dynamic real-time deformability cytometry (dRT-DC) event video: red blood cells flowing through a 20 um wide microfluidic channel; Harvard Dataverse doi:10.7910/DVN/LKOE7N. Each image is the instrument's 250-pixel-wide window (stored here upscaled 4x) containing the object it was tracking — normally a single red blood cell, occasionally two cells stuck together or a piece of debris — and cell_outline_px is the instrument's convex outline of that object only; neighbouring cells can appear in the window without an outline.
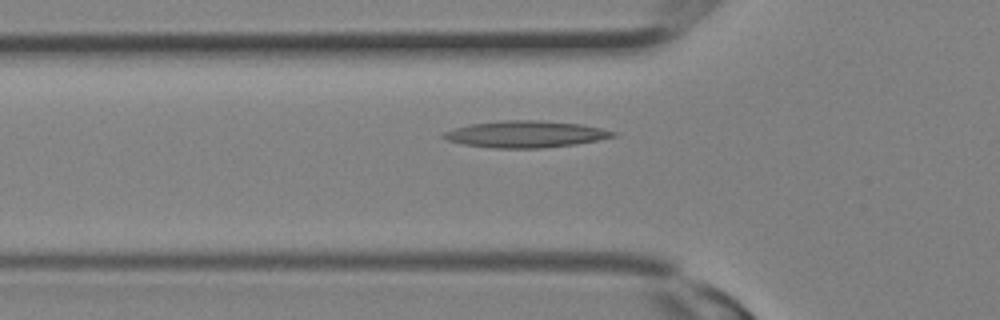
{"species": "Egyptian fruit bat (a non-hibernating species)", "species_latin": "Rousettus aegyptiacus", "temperature_condition": "room temperature", "stored_images_in_passage": 28, "camera_frame_rate_fps": 3000, "um_per_image_px": 0.085, "animal": {"sex": "female"}, "frame": {"image": 1, "passage_image": 10, "time_ms": 3.0, "image_size_px": [1000, 320], "cell_outline_px": [[616, 136], [576, 144], [544, 148], [492, 148], [464, 144], [448, 140], [440, 136], [444, 132], [456, 128], [472, 124], [500, 120], [536, 120], [580, 124], [600, 128], [616, 132]], "centroid_in_image_um": [44.67, 11.41], "position_along_channel_um": 81.1, "area_um2": 26.13}}
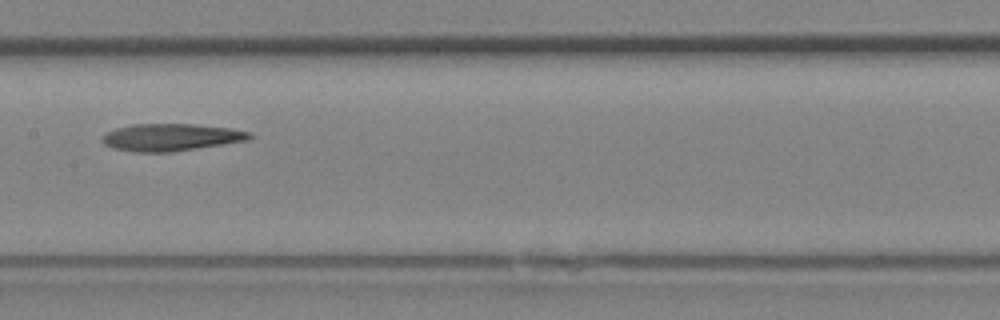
{"frame": {"image": 2, "passage_image": 15, "time_ms": 4.667, "image_size_px": [1000, 320], "cell_outline_px": [[256, 136], [252, 140], [172, 152], [132, 152], [112, 148], [104, 144], [100, 140], [108, 132], [116, 128], [132, 124], [192, 124], [232, 128], [252, 132]], "centroid_in_image_um": [14.61, 11.67], "position_along_channel_um": 192.8, "area_um2": 23.76}}
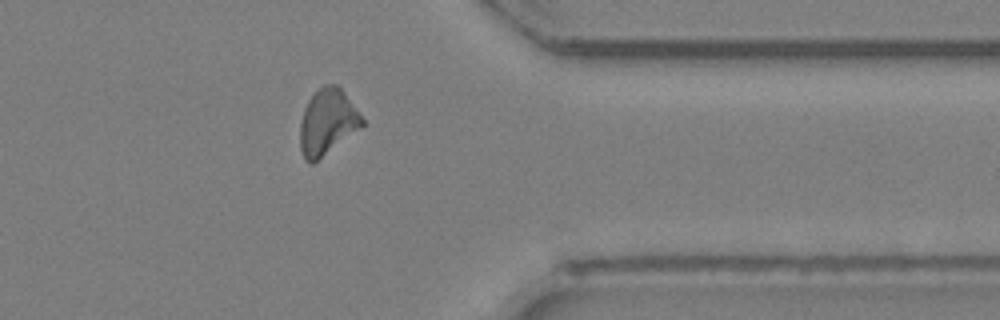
{"frame": {"image": 3, "passage_image": 24, "time_ms": 7.667, "image_size_px": [1000, 320], "cell_outline_px": [[364, 124], [312, 164], [304, 160], [300, 148], [300, 124], [304, 108], [308, 100], [324, 84], [336, 84], [340, 88], [364, 120]], "centroid_in_image_um": [27.78, 10.38], "position_along_channel_um": 383.6, "area_um2": 23.12}}